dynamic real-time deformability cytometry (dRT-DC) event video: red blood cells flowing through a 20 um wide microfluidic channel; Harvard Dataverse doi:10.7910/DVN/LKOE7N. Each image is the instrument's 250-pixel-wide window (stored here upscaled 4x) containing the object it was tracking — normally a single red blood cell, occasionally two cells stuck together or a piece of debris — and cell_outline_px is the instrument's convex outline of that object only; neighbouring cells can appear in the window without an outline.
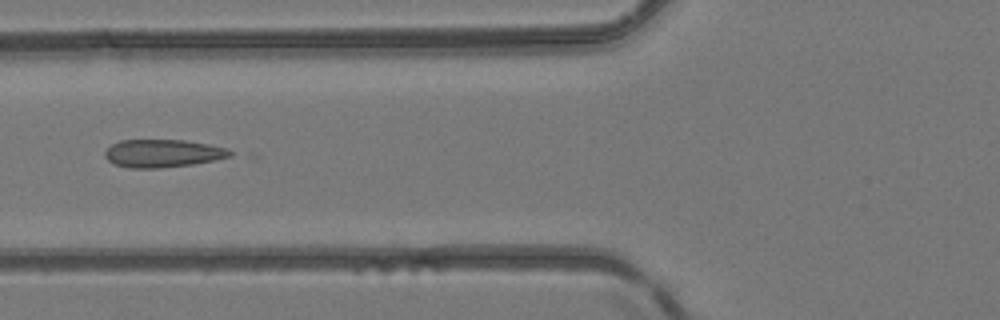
{"species": "common noctule bat (a hibernating species)", "species_latin": "Nyctalus noctula", "temperature_condition": "room temperature", "stored_images_in_passage": 5, "camera_frame_rate_fps": 3000, "um_per_image_px": 0.085, "animal": {"sex": "female", "body_mass_g": 24.6, "forearm_length_mm": 56.2}, "frame": {"image": 1, "passage_image": 5, "time_ms": 5.333, "image_size_px": [1000, 320], "cell_outline_px": [[232, 156], [216, 160], [192, 164], [160, 168], [128, 168], [112, 164], [104, 156], [104, 152], [112, 144], [120, 140], [184, 140], [208, 144], [224, 148], [232, 152]], "centroid_in_image_um": [13.79, 13.04], "position_along_channel_um": 112.0, "area_um2": 20.35}}